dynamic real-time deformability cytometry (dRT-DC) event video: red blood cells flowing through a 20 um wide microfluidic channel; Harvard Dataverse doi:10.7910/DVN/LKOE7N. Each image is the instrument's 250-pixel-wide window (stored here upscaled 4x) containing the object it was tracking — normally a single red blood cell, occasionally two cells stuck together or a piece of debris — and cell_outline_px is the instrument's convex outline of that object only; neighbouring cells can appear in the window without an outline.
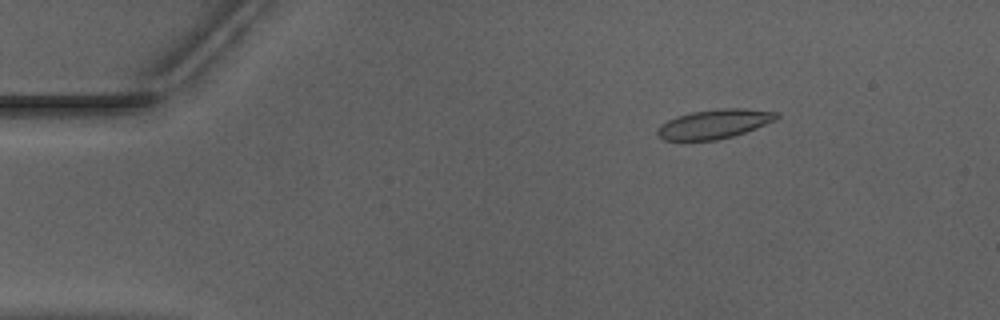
{"species": "Egyptian fruit bat (a non-hibernating species)", "species_latin": "Rousettus aegyptiacus", "temperature_condition": "warm", "stored_images_in_passage": 50, "camera_frame_rate_fps": 3000, "um_per_image_px": 0.085, "animal": {"sex": "male"}, "frame": {"image": 1, "passage_image": 6, "time_ms": 1.667, "image_size_px": [1000, 320], "cell_outline_px": [[780, 116], [776, 120], [756, 128], [732, 136], [716, 140], [664, 140], [656, 136], [656, 128], [660, 124], [676, 116], [692, 112], [720, 108], [744, 108], [780, 112]], "centroid_in_image_um": [60.7, 10.53], "position_along_channel_um": 24.3, "area_um2": 20.46}}
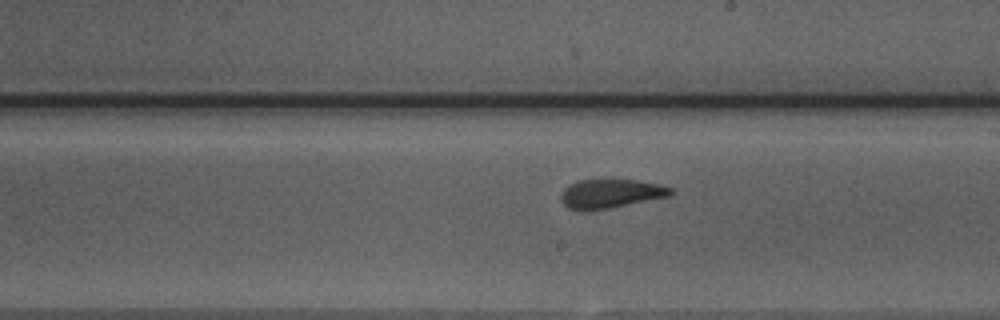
{"frame": {"image": 2, "passage_image": 28, "time_ms": 9.0, "image_size_px": [1000, 320], "cell_outline_px": [[676, 192], [668, 196], [588, 212], [580, 212], [568, 208], [560, 200], [560, 192], [568, 184], [576, 180], [636, 180], [660, 184], [672, 188]], "centroid_in_image_um": [51.84, 16.47], "position_along_channel_um": 237.2, "area_um2": 18.79}}
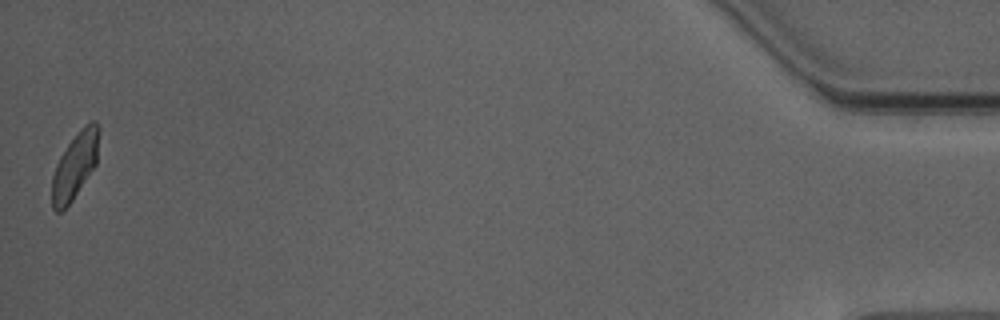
{"frame": {"image": 3, "passage_image": 50, "time_ms": 16.333, "image_size_px": [1000, 320], "cell_outline_px": [[100, 128], [96, 164], [72, 200], [60, 212], [56, 212], [52, 208], [52, 176], [56, 164], [60, 156], [68, 144], [84, 124], [92, 120], [96, 120]], "centroid_in_image_um": [6.38, 14.04], "position_along_channel_um": 428.8, "area_um2": 18.03}, "authors_computed_cell_mechanics": {"area_um2": 19.4497, "velocity_mm_per_s": 3.9487, "shape_relaxation_time_tau1_ms": 5.1203, "shape_relaxation_time_tau2_ms": 1.3848, "deformation_change_tau1": 0.1666, "deformation_change_tau2": 0.089}}